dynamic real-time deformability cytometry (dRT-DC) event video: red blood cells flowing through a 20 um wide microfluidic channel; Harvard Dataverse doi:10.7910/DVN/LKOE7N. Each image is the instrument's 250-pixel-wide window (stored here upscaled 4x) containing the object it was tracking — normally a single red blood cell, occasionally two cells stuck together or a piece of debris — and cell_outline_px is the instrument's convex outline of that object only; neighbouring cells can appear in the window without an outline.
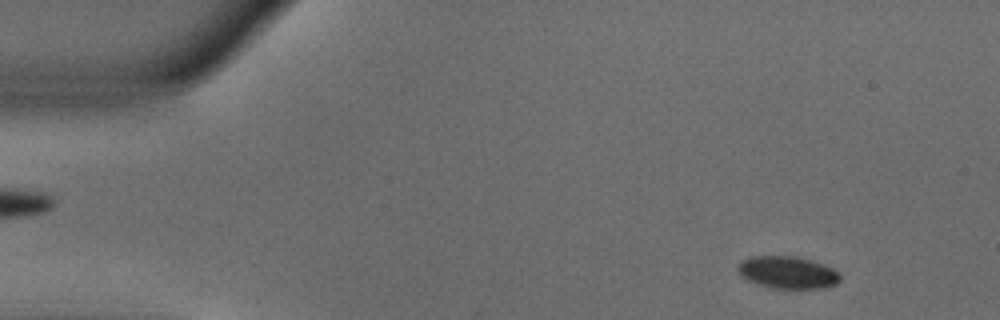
{"species": "common noctule bat (a hibernating species)", "species_latin": "Nyctalus noctula", "temperature_condition": "warm", "stored_images_in_passage": 23, "camera_frame_rate_fps": 3000, "um_per_image_px": 0.085, "animal": {"sex": "male", "body_mass_g": 18.8}, "frame": {"image": 1, "passage_image": 5, "time_ms": 1.333, "image_size_px": [1000, 320], "cell_outline_px": [[840, 280], [836, 284], [820, 288], [776, 288], [760, 284], [748, 280], [740, 276], [736, 268], [744, 260], [752, 256], [792, 256], [824, 264], [832, 268], [840, 276]], "centroid_in_image_um": [66.93, 23.15], "position_along_channel_um": 18.1, "area_um2": 18.84}}
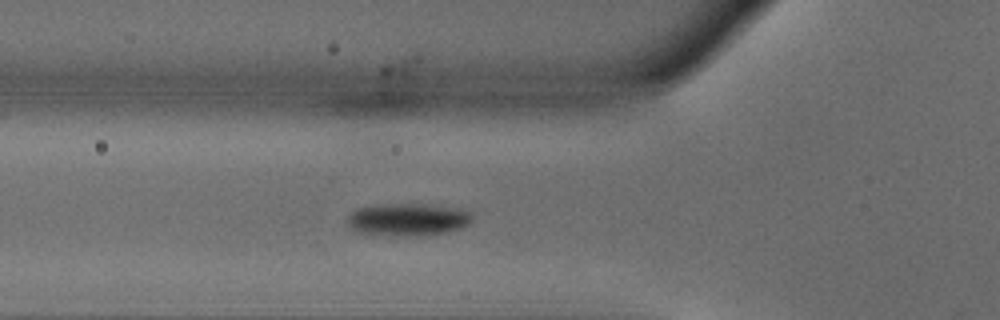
{"frame": {"image": 2, "passage_image": 18, "time_ms": 5.667, "image_size_px": [1000, 320], "cell_outline_px": [[472, 220], [468, 224], [460, 228], [448, 232], [416, 236], [404, 236], [360, 232], [352, 228], [348, 224], [348, 216], [356, 208], [368, 204], [436, 204], [468, 208], [472, 212]], "centroid_in_image_um": [34.75, 18.62], "position_along_channel_um": 91.1, "area_um2": 24.16}}
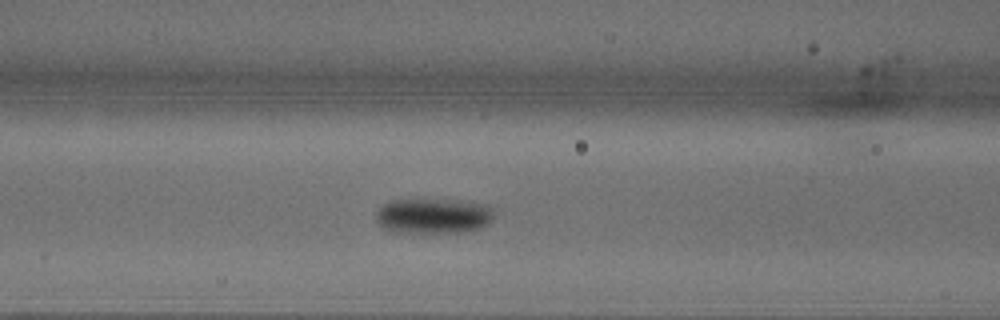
{"frame": {"image": 3, "passage_image": 21, "time_ms": 6.667, "image_size_px": [1000, 320], "cell_outline_px": [[492, 220], [488, 224], [480, 228], [468, 232], [388, 232], [376, 220], [376, 212], [384, 204], [392, 200], [416, 196], [468, 200], [492, 204]], "centroid_in_image_um": [36.86, 18.28], "position_along_channel_um": 129.7, "area_um2": 25.66}}